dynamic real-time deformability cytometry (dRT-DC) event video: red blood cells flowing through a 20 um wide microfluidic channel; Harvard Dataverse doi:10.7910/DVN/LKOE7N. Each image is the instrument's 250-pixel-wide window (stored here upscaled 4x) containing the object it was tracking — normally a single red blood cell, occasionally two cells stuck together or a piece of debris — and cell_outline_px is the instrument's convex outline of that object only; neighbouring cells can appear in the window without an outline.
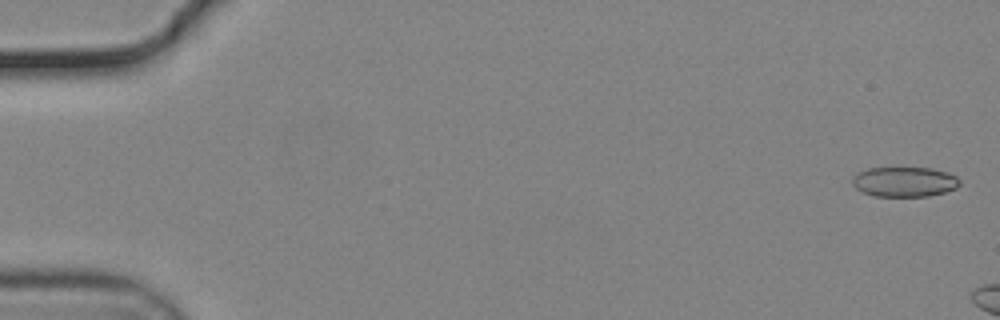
{"species": "common noctule bat (a hibernating species)", "species_latin": "Nyctalus noctula", "temperature_condition": "cold", "stored_images_in_passage": 7, "camera_frame_rate_fps": 3000, "um_per_image_px": 0.085, "animal": {"sex": "male", "body_mass_g": 19.2, "forearm_length_mm": 51.8}, "frame": {"image": 1, "passage_image": 2, "time_ms": 0.333, "image_size_px": [1000, 320], "cell_outline_px": [[960, 184], [956, 188], [944, 192], [928, 196], [876, 196], [864, 192], [856, 188], [852, 184], [852, 176], [856, 172], [868, 168], [932, 168], [948, 172], [956, 176], [960, 180]], "centroid_in_image_um": [76.87, 15.44], "position_along_channel_um": 8.1, "area_um2": 18.79}}